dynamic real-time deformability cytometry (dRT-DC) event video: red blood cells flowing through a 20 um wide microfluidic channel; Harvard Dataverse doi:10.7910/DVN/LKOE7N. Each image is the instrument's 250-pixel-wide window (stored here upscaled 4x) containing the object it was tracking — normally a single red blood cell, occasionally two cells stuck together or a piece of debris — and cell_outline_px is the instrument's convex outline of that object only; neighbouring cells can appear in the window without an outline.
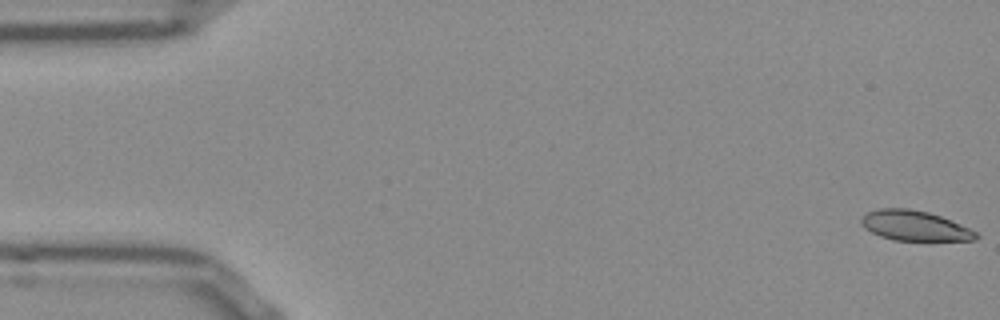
{"species": "Egyptian fruit bat (a non-hibernating species)", "species_latin": "Rousettus aegyptiacus", "temperature_condition": "room temperature", "stored_images_in_passage": 16, "camera_frame_rate_fps": 3000, "um_per_image_px": 0.085, "frame": {"image": 1, "passage_image": 1, "time_ms": 0.0, "image_size_px": [1000, 320], "cell_outline_px": [[980, 236], [976, 240], [892, 240], [880, 236], [864, 228], [860, 220], [868, 212], [880, 208], [908, 208], [928, 212], [940, 216], [968, 228], [976, 232]], "centroid_in_image_um": [77.73, 19.19], "position_along_channel_um": 7.3, "area_um2": 19.83}}